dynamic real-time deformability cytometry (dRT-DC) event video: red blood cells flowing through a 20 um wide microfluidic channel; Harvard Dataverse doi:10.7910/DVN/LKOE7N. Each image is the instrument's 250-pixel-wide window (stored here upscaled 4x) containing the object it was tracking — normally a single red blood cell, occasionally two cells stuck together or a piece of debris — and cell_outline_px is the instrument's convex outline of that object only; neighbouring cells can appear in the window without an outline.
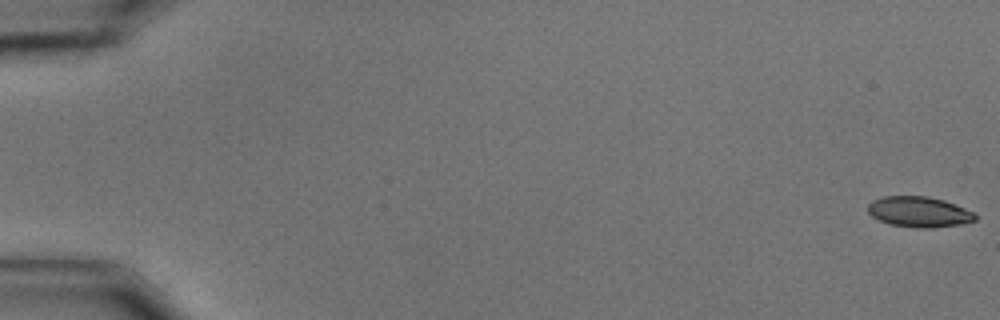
{"species": "common noctule bat (a hibernating species)", "species_latin": "Nyctalus noctula", "temperature_condition": "cold", "stored_images_in_passage": 59, "camera_frame_rate_fps": 3000, "um_per_image_px": 0.085, "animal": {"sex": "male", "body_mass_g": 15.6}, "frame": {"image": 1, "passage_image": 1, "time_ms": 0.0, "image_size_px": [1000, 320], "cell_outline_px": [[976, 220], [960, 224], [932, 228], [916, 228], [888, 224], [872, 216], [868, 212], [868, 204], [872, 200], [884, 196], [928, 196], [944, 200], [964, 208], [972, 212], [976, 216]], "centroid_in_image_um": [78.09, 18.01], "position_along_channel_um": 6.9, "area_um2": 19.07}}
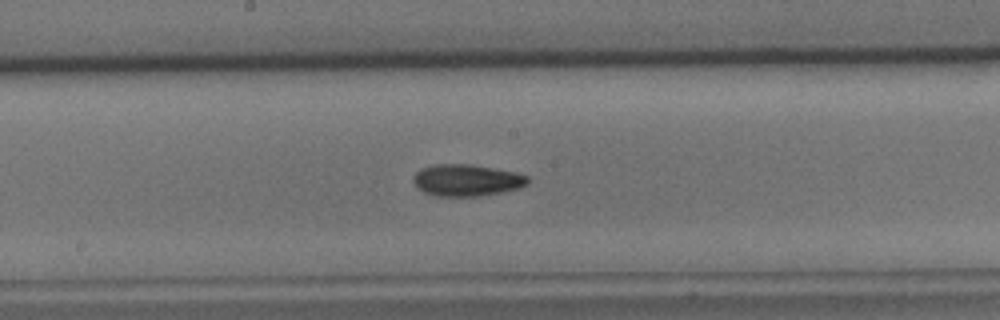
{"frame": {"image": 2, "passage_image": 32, "time_ms": 10.333, "image_size_px": [1000, 320], "cell_outline_px": [[528, 184], [520, 188], [480, 196], [432, 196], [416, 188], [412, 180], [412, 176], [420, 168], [432, 164], [472, 164], [516, 172], [528, 176]], "centroid_in_image_um": [39.62, 15.31], "position_along_channel_um": 208.6, "area_um2": 21.5}}
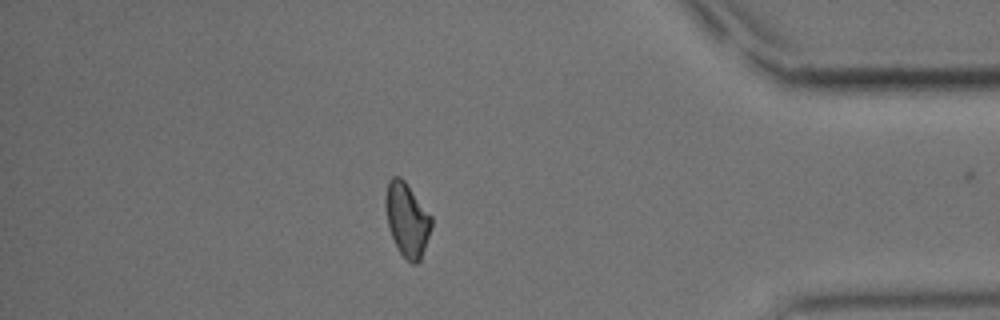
{"frame": {"image": 3, "passage_image": 51, "time_ms": 16.667, "image_size_px": [1000, 320], "cell_outline_px": [[432, 228], [420, 260], [416, 264], [412, 264], [400, 252], [392, 236], [388, 224], [384, 204], [384, 196], [388, 180], [392, 176], [400, 176], [404, 180], [432, 216]], "centroid_in_image_um": [34.59, 18.63], "position_along_channel_um": 400.6, "area_um2": 19.71}, "authors_computed_cell_mechanics": {"area_um2": 19.8832, "velocity_mm_per_s": 3.525, "shape_relaxation_time_tau1_ms": 7.8183, "shape_relaxation_time_tau2_ms": 10.9462, "deformation_change_tau1": 0.1627, "deformation_change_tau2": 0.1613}}